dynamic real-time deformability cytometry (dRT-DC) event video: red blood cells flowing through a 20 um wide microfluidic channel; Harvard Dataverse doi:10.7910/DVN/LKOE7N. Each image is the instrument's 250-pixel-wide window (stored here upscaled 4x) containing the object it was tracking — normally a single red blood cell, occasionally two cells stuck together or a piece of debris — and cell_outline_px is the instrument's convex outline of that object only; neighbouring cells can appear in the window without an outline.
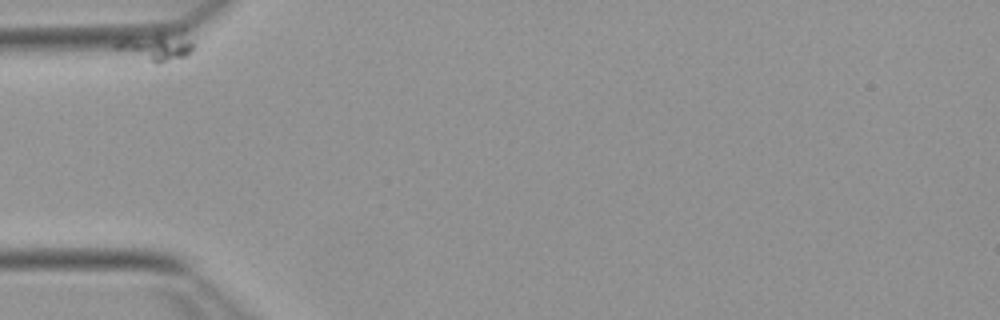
{"species": "Egyptian fruit bat (a non-hibernating species)", "species_latin": "Rousettus aegyptiacus", "temperature_condition": "warm", "stored_images_in_passage": 8, "camera_frame_rate_fps": 3000, "um_per_image_px": 0.085, "animal": {"sex": "female"}, "frame": {"image": 1, "passage_image": 1, "time_ms": 0.0, "image_size_px": [1000, 320], "cell_outline_px": [[192, 48], [184, 56], [156, 64], [116, 48], [112, 44], [120, 40], [156, 32], [192, 40]], "centroid_in_image_um": [13.22, 3.99], "position_along_channel_um": 71.8, "area_um2": 11.5}}